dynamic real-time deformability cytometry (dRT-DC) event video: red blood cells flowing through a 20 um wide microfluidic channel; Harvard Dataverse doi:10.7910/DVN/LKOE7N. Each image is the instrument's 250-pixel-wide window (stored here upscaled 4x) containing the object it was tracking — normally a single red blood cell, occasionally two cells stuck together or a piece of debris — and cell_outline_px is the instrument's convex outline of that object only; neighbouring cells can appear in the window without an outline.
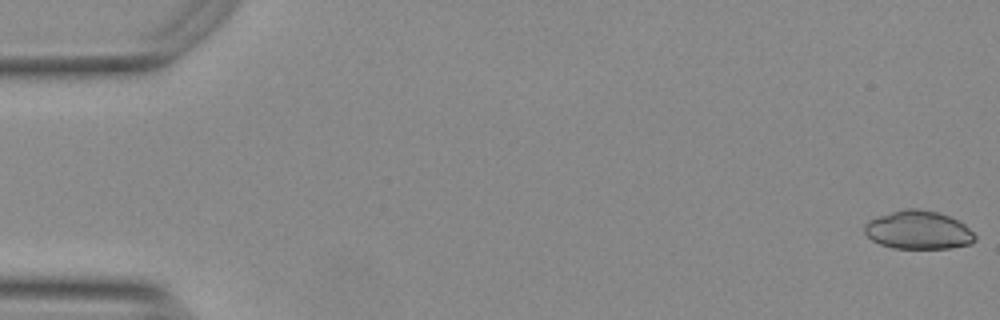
{"species": "Egyptian fruit bat (a non-hibernating species)", "species_latin": "Rousettus aegyptiacus", "temperature_condition": "warm", "stored_images_in_passage": 55, "camera_frame_rate_fps": 3000, "um_per_image_px": 0.085, "animal": {"sex": "female"}, "frame": {"image": 1, "passage_image": 1, "time_ms": 0.0, "image_size_px": [1000, 320], "cell_outline_px": [[976, 240], [968, 244], [952, 248], [892, 248], [880, 244], [872, 240], [864, 232], [864, 224], [868, 220], [904, 208], [916, 208], [936, 212], [948, 216], [964, 224], [976, 236]], "centroid_in_image_um": [78.03, 19.56], "position_along_channel_um": 7.0, "area_um2": 24.51}}
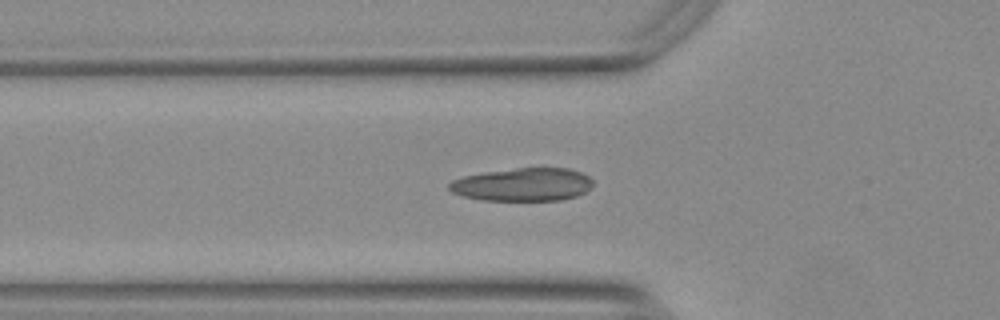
{"frame": {"image": 2, "passage_image": 19, "time_ms": 6.0, "image_size_px": [1000, 320], "cell_outline_px": [[592, 184], [584, 192], [576, 196], [560, 200], [480, 200], [464, 196], [452, 192], [448, 188], [448, 184], [452, 180], [464, 176], [484, 172], [516, 168], [568, 168], [580, 172], [588, 176], [592, 180]], "centroid_in_image_um": [44.41, 15.68], "position_along_channel_um": 81.4, "area_um2": 27.57}}
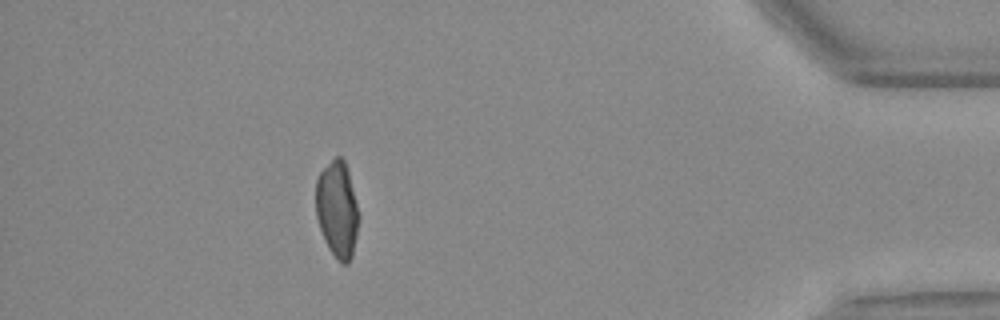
{"frame": {"image": 3, "passage_image": 49, "time_ms": 16.0, "image_size_px": [1000, 320], "cell_outline_px": [[360, 216], [352, 256], [348, 264], [344, 264], [328, 248], [324, 240], [316, 216], [316, 180], [320, 172], [336, 156], [340, 156], [344, 160], [348, 172]], "centroid_in_image_um": [28.66, 17.8], "position_along_channel_um": 406.5, "area_um2": 23.87}}